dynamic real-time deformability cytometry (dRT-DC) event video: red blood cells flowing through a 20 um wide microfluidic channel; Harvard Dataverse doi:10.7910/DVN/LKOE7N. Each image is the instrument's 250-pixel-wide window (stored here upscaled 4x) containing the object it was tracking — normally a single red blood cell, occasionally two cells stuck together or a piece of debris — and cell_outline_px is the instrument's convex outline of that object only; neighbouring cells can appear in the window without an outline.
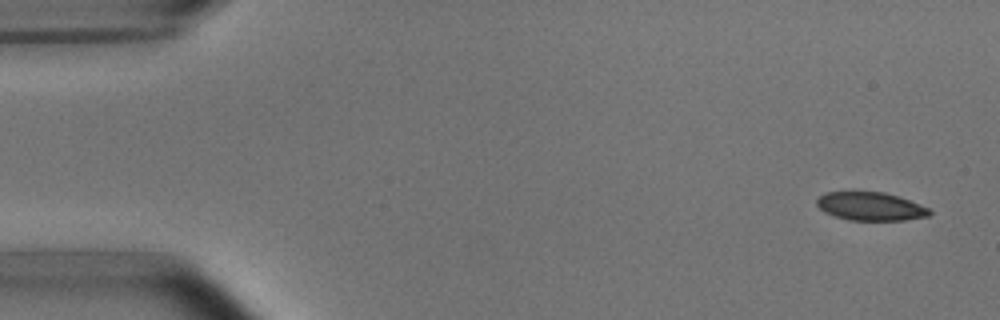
{"species": "common noctule bat (a hibernating species)", "species_latin": "Nyctalus noctula", "temperature_condition": "room temperature", "stored_images_in_passage": 6, "camera_frame_rate_fps": 3000, "um_per_image_px": 0.085, "animal": {"sex": "male", "body_mass_g": 15.6}, "frame": {"image": 1, "passage_image": 1, "time_ms": 0.0, "image_size_px": [1000, 320], "cell_outline_px": [[932, 212], [928, 216], [904, 220], [848, 220], [824, 212], [816, 204], [816, 200], [824, 192], [884, 192], [908, 200], [928, 208]], "centroid_in_image_um": [73.96, 17.54], "position_along_channel_um": 11.0, "area_um2": 18.38}}
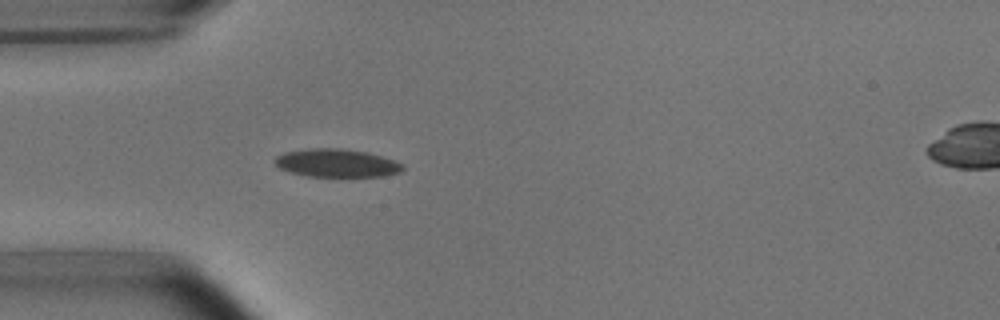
{"frame": {"image": 2, "passage_image": 4, "time_ms": 4.333, "image_size_px": [1000, 320], "cell_outline_px": [[404, 168], [400, 172], [384, 176], [308, 176], [292, 172], [280, 168], [272, 160], [276, 156], [284, 152], [312, 148], [340, 148], [368, 152], [404, 164]], "centroid_in_image_um": [28.61, 13.85], "position_along_channel_um": 56.4, "area_um2": 20.81}}